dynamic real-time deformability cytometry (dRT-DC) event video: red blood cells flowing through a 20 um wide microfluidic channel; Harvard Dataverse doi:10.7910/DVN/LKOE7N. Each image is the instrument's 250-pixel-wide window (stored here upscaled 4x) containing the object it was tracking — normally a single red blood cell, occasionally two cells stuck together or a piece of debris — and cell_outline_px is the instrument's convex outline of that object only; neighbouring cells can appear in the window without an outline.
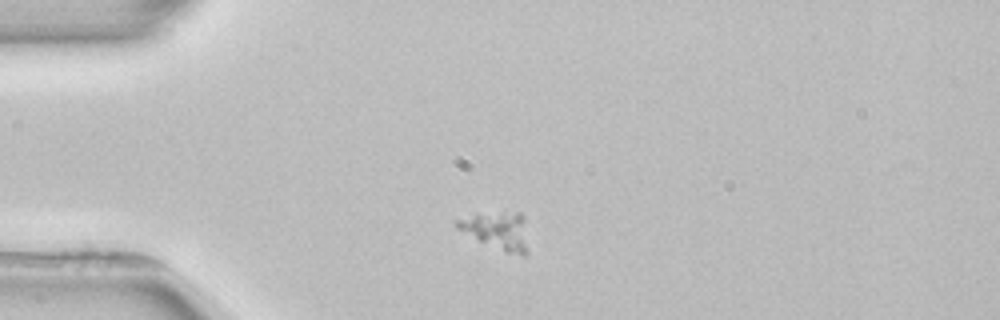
{"species": "common noctule bat (a hibernating species)", "species_latin": "Nyctalus noctula", "temperature_condition": "room temperature", "stored_images_in_passage": 2, "camera_frame_rate_fps": 3000, "um_per_image_px": 0.085, "animal": {"sex": "female", "body_mass_g": 22.7, "forearm_length_mm": 54.2}, "frame": {"image": 1, "passage_image": 1, "time_ms": 0.0, "image_size_px": [1000, 320], "cell_outline_px": [[528, 252], [524, 256], [508, 252], [480, 240], [456, 228], [452, 220], [476, 216], [516, 212], [520, 212], [524, 216]], "centroid_in_image_um": [42.31, 19.62], "position_along_channel_um": 42.7, "area_um2": 14.8}}